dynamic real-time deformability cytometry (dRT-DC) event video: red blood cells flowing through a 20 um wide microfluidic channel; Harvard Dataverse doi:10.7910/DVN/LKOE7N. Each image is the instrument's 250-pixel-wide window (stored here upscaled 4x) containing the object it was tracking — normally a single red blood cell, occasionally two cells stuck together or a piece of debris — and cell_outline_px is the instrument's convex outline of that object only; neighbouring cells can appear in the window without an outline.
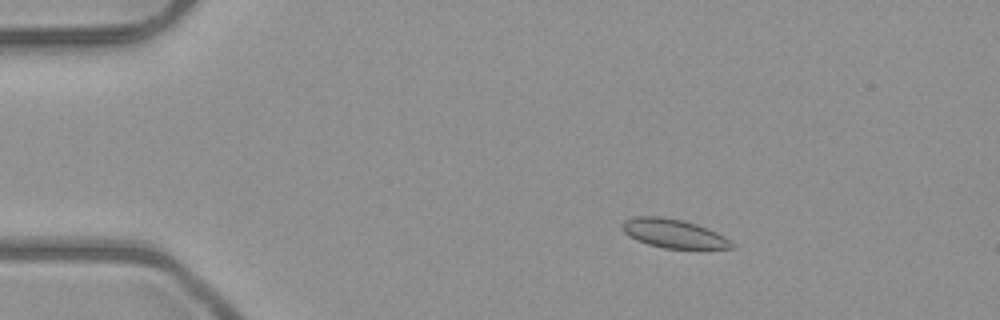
{"species": "common noctule bat (a hibernating species)", "species_latin": "Nyctalus noctula", "temperature_condition": "room temperature", "stored_images_in_passage": 5, "camera_frame_rate_fps": 3000, "um_per_image_px": 0.085, "animal": {"sex": "male", "body_mass_g": 23.1, "forearm_length_mm": 52.7}, "frame": {"image": 1, "passage_image": 3, "time_ms": 2.333, "image_size_px": [1000, 320], "cell_outline_px": [[736, 248], [664, 248], [648, 244], [636, 240], [628, 236], [624, 232], [620, 224], [624, 220], [636, 216], [660, 216], [680, 220], [696, 224], [708, 228], [724, 236]], "centroid_in_image_um": [57.19, 19.84], "position_along_channel_um": 27.8, "area_um2": 18.21}}